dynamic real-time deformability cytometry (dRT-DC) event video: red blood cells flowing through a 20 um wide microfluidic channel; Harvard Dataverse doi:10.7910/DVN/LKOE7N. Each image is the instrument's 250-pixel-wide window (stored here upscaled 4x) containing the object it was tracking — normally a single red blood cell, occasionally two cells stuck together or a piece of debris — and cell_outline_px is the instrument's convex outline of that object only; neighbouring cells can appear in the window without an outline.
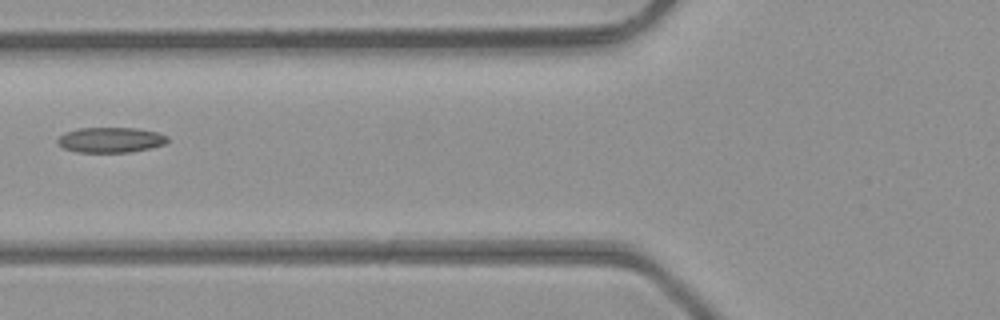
{"species": "common noctule bat (a hibernating species)", "species_latin": "Nyctalus noctula", "temperature_condition": "room temperature", "stored_images_in_passage": 6, "camera_frame_rate_fps": 3000, "um_per_image_px": 0.085, "animal": {"sex": "male", "body_mass_g": 23.1, "forearm_length_mm": 52.7}, "frame": {"image": 1, "passage_image": 6, "time_ms": 1.667, "image_size_px": [1000, 320], "cell_outline_px": [[168, 140], [164, 144], [148, 148], [128, 152], [76, 152], [64, 148], [56, 144], [56, 140], [64, 132], [80, 128], [136, 128], [160, 132], [168, 136]], "centroid_in_image_um": [9.38, 11.88], "position_along_channel_um": 116.4, "area_um2": 16.24}}